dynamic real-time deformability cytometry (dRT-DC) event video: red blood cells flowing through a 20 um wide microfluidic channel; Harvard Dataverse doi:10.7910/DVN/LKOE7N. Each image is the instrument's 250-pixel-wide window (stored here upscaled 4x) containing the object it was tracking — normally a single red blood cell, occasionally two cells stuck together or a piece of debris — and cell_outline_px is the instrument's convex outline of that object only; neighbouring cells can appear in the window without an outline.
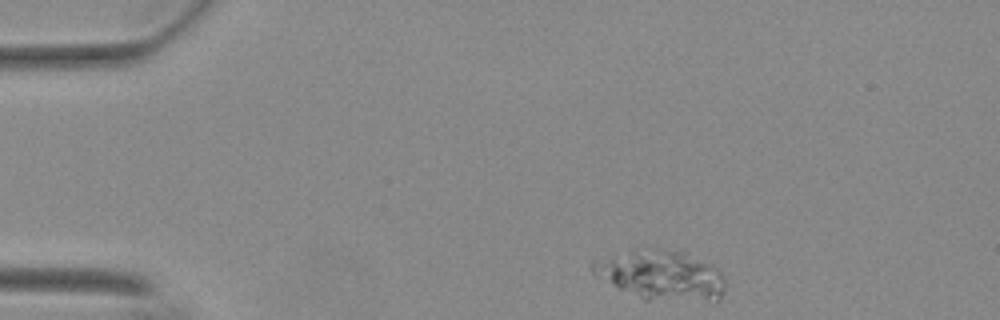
{"species": "Egyptian fruit bat (a non-hibernating species)", "species_latin": "Rousettus aegyptiacus", "temperature_condition": "warm", "stored_images_in_passage": 48, "camera_frame_rate_fps": 3000, "um_per_image_px": 0.085, "animal": {"sex": "female"}, "frame": {"image": 1, "passage_image": 1, "time_ms": 0.0, "image_size_px": [1000, 320], "cell_outline_px": [[724, 292], [720, 300], [644, 300], [596, 276], [592, 272], [592, 260], [656, 248], [684, 252], [712, 264], [724, 276]], "centroid_in_image_um": [56.26, 23.41], "position_along_channel_um": 28.7, "area_um2": 37.45}}
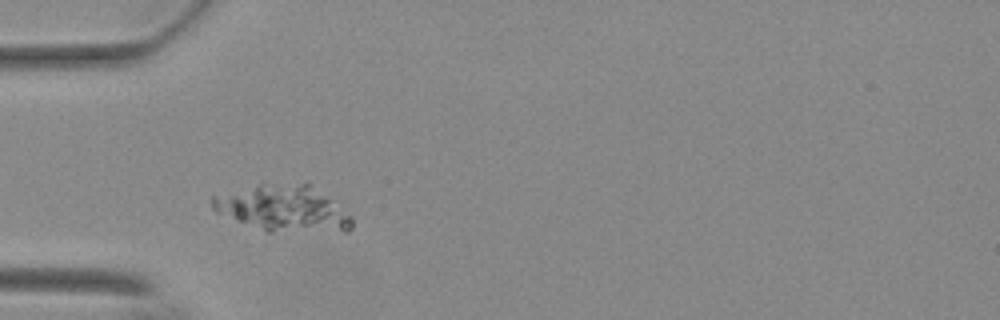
{"frame": {"image": 2, "passage_image": 9, "time_ms": 2.667, "image_size_px": [1000, 320], "cell_outline_px": [[352, 228], [348, 232], [268, 232], [216, 212], [212, 208], [208, 200], [212, 196], [260, 184], [308, 184], [328, 196], [352, 216]], "centroid_in_image_um": [24.11, 17.75], "position_along_channel_um": 60.9, "area_um2": 37.51}}
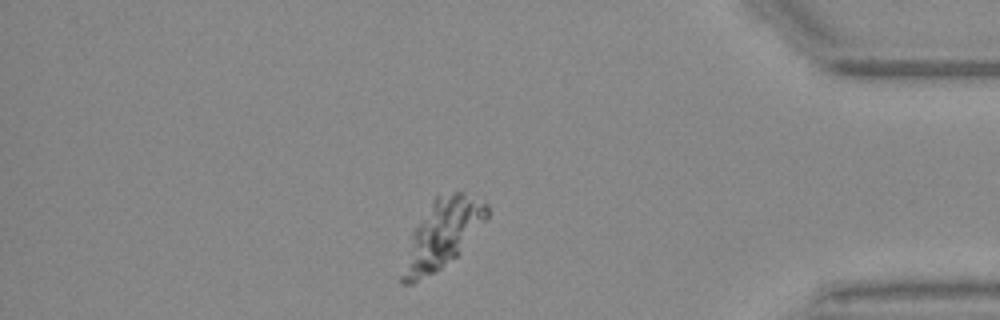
{"frame": {"image": 3, "passage_image": 40, "time_ms": 13.0, "image_size_px": [1000, 320], "cell_outline_px": [[488, 216], [460, 252], [456, 256], [436, 272], [412, 284], [404, 284], [400, 280], [400, 276], [412, 232], [436, 196], [456, 192], [464, 192], [488, 204]], "centroid_in_image_um": [37.58, 19.91], "position_along_channel_um": 397.6, "area_um2": 33.0}}